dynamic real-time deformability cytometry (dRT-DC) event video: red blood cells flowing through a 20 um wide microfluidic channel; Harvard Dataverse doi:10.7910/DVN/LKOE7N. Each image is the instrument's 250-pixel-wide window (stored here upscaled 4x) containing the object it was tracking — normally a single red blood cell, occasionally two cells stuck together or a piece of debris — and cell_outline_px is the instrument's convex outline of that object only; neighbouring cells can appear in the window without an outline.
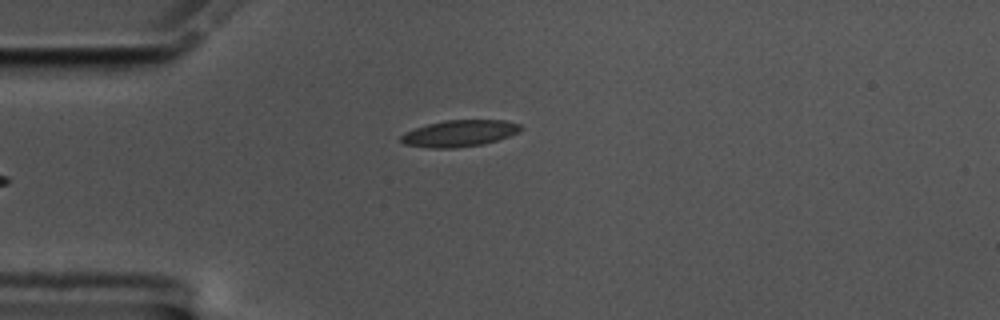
{"species": "common noctule bat (a hibernating species)", "species_latin": "Nyctalus noctula", "temperature_condition": "cold", "stored_images_in_passage": 39, "camera_frame_rate_fps": 3000, "um_per_image_px": 0.085, "animal": {"sex": "male", "body_mass_g": 17.5, "forearm_length_mm": 52.3}, "frame": {"image": 1, "passage_image": 1, "time_ms": 0.0, "image_size_px": [1000, 320], "cell_outline_px": [[524, 128], [520, 132], [484, 144], [452, 148], [432, 148], [404, 144], [400, 140], [400, 136], [404, 132], [428, 124], [444, 120], [504, 120], [520, 124]], "centroid_in_image_um": [39.06, 11.33], "position_along_channel_um": 45.9, "area_um2": 18.5}}
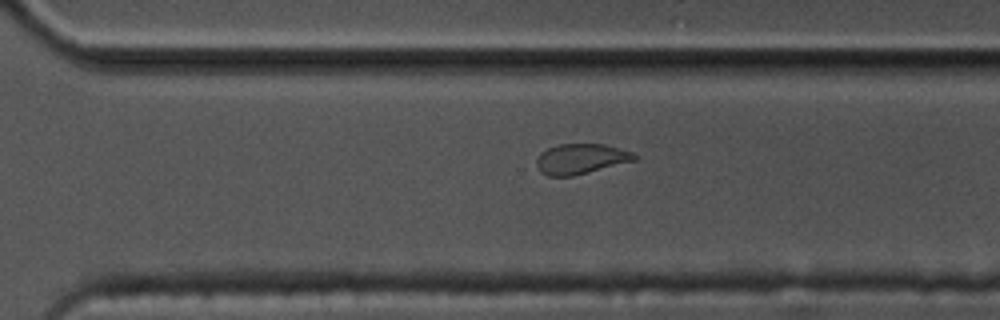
{"frame": {"image": 2, "passage_image": 26, "time_ms": 8.333, "image_size_px": [1000, 320], "cell_outline_px": [[640, 156], [636, 160], [572, 176], [548, 176], [540, 172], [536, 164], [536, 160], [540, 152], [548, 148], [560, 144], [604, 144], [632, 152]], "centroid_in_image_um": [49.36, 13.5], "position_along_channel_um": 321.2, "area_um2": 17.22}}
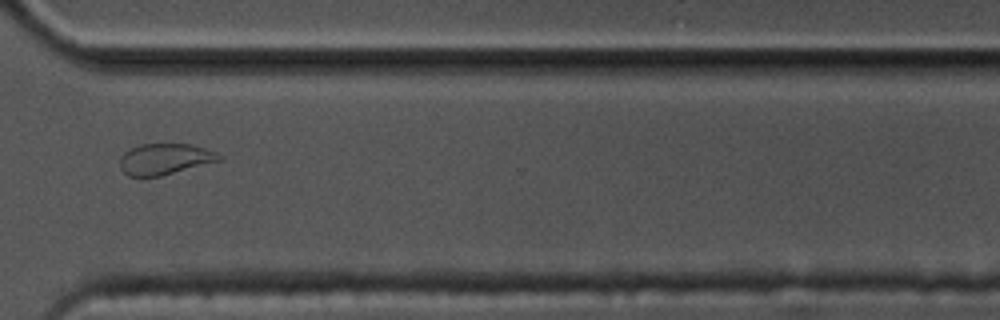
{"frame": {"image": 3, "passage_image": 29, "time_ms": 9.333, "image_size_px": [1000, 320], "cell_outline_px": [[224, 160], [160, 176], [128, 176], [120, 168], [120, 156], [124, 152], [140, 144], [188, 144], [204, 148], [216, 152], [224, 156]], "centroid_in_image_um": [14.04, 13.52], "position_along_channel_um": 356.6, "area_um2": 18.03}, "authors_computed_cell_mechanics": {"area_um2": 18.2648, "velocity_mm_per_s": 3.5, "shape_relaxation_time_tau1_ms": 3.9165, "shape_relaxation_time_tau2_ms": 2.0664, "deformation_change_tau1": 0.1281, "deformation_change_tau2": 0.0697}}